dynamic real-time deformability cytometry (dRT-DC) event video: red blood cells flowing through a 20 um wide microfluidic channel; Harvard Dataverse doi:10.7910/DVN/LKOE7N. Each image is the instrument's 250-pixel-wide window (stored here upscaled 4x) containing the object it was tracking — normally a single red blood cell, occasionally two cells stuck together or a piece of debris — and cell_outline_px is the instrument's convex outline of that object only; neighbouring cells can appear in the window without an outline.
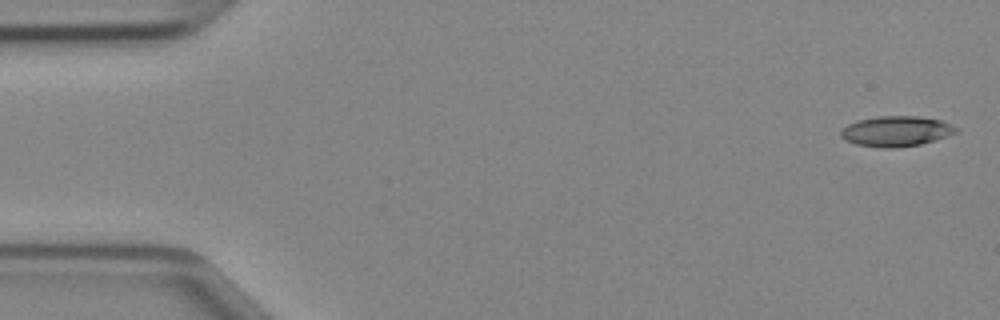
{"species": "Egyptian fruit bat (a non-hibernating species)", "species_latin": "Rousettus aegyptiacus", "temperature_condition": "cold", "stored_images_in_passage": 46, "camera_frame_rate_fps": 3000, "um_per_image_px": 0.085, "animal": {"sex": "female"}, "frame": {"image": 1, "passage_image": 1, "time_ms": 0.0, "image_size_px": [1000, 320], "cell_outline_px": [[960, 132], [936, 140], [920, 144], [892, 148], [880, 148], [856, 144], [844, 140], [840, 136], [840, 132], [848, 124], [856, 120], [880, 116], [916, 116], [940, 120], [960, 128]], "centroid_in_image_um": [76.19, 11.16], "position_along_channel_um": 8.8, "area_um2": 20.52}}
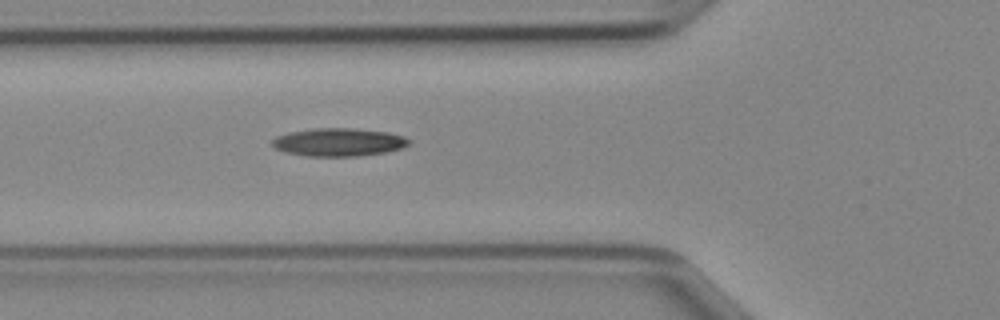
{"frame": {"image": 2, "passage_image": 16, "time_ms": 5.0, "image_size_px": [1000, 320], "cell_outline_px": [[412, 140], [404, 148], [384, 152], [360, 156], [308, 156], [284, 152], [276, 148], [272, 144], [272, 140], [276, 136], [288, 132], [312, 128], [352, 128], [388, 132], [404, 136]], "centroid_in_image_um": [28.8, 12.08], "position_along_channel_um": 97.0, "area_um2": 22.48}}
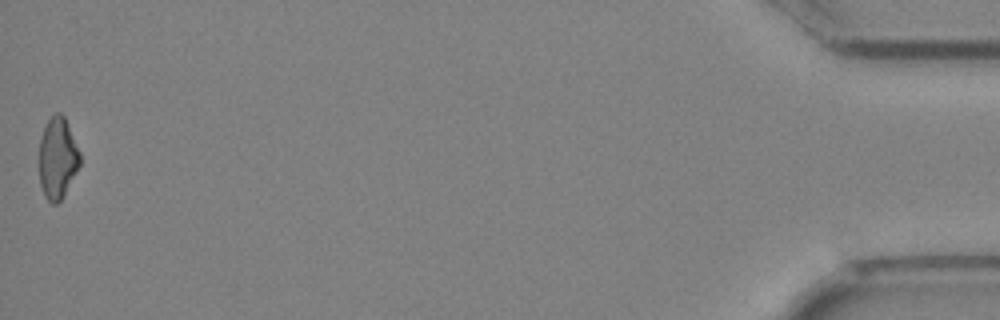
{"frame": {"image": 3, "passage_image": 46, "time_ms": 15.0, "image_size_px": [1000, 320], "cell_outline_px": [[80, 164], [60, 200], [56, 204], [52, 204], [44, 196], [40, 184], [40, 136], [48, 120], [56, 112], [60, 112], [64, 116], [80, 152]], "centroid_in_image_um": [4.88, 13.42], "position_along_channel_um": 430.3, "area_um2": 18.96}}